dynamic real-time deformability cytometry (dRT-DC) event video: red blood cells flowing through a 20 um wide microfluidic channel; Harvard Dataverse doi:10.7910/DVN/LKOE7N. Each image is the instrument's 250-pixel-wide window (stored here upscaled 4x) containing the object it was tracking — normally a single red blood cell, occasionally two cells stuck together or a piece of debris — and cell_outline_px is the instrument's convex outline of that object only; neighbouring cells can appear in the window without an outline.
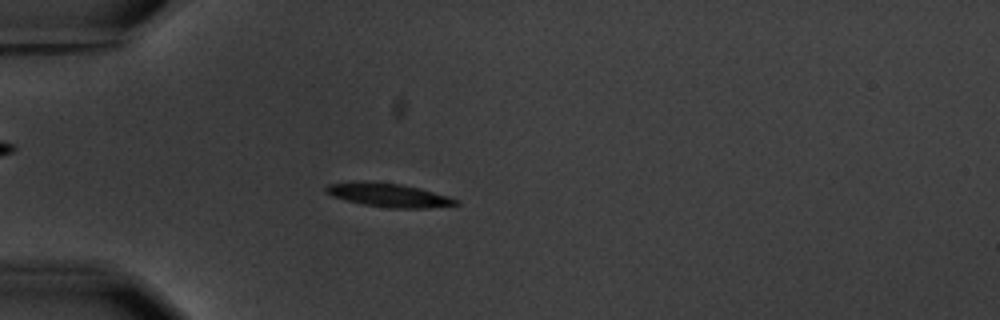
{"species": "common noctule bat (a hibernating species)", "species_latin": "Nyctalus noctula", "temperature_condition": "warm", "stored_images_in_passage": 4, "camera_frame_rate_fps": 3000, "um_per_image_px": 0.085, "animal": {"sex": "male", "body_mass_g": 20.1, "forearm_length_mm": 53.5}, "frame": {"image": 1, "passage_image": 4, "time_ms": 3.333, "image_size_px": [1000, 320], "cell_outline_px": [[460, 204], [428, 208], [388, 208], [364, 204], [332, 196], [324, 192], [324, 188], [328, 184], [352, 180], [368, 180], [400, 184], [420, 188], [448, 196], [460, 200]], "centroid_in_image_um": [33.0, 16.56], "position_along_channel_um": 52.0, "area_um2": 18.21}}